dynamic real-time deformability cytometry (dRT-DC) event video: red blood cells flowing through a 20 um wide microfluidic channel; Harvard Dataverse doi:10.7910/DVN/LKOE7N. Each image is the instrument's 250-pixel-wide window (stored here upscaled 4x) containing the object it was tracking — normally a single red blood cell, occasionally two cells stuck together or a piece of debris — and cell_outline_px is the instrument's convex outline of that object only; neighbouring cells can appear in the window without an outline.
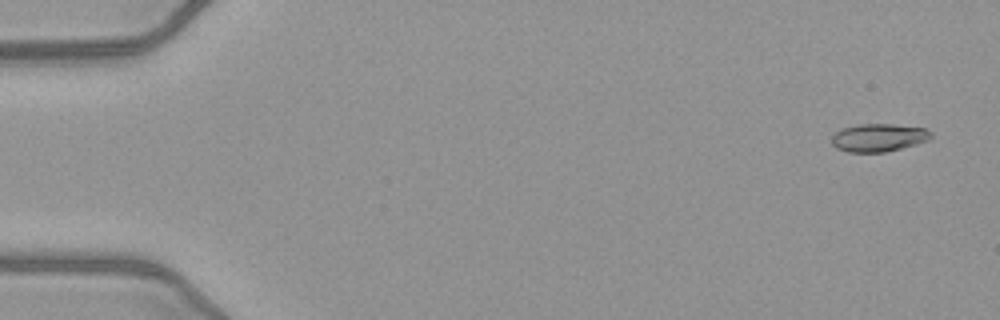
{"species": "common noctule bat (a hibernating species)", "species_latin": "Nyctalus noctula", "temperature_condition": "warm", "stored_images_in_passage": 52, "camera_frame_rate_fps": 3000, "um_per_image_px": 0.085, "animal": {"sex": "female", "body_mass_g": 21.9}, "frame": {"image": 1, "passage_image": 3, "time_ms": 0.667, "image_size_px": [1000, 320], "cell_outline_px": [[932, 136], [928, 140], [916, 144], [884, 152], [848, 152], [836, 148], [832, 144], [832, 136], [836, 132], [844, 128], [860, 124], [892, 124], [924, 128], [932, 132]], "centroid_in_image_um": [74.68, 11.7], "position_along_channel_um": 10.3, "area_um2": 16.01}}
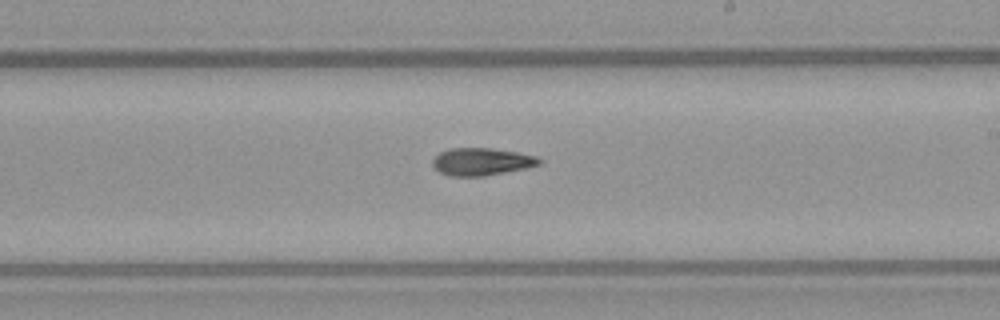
{"frame": {"image": 2, "passage_image": 31, "time_ms": 10.0, "image_size_px": [1000, 320], "cell_outline_px": [[544, 160], [540, 164], [524, 168], [484, 176], [448, 176], [440, 172], [432, 164], [432, 160], [440, 152], [448, 148], [492, 148], [516, 152], [536, 156]], "centroid_in_image_um": [40.92, 13.73], "position_along_channel_um": 248.1, "area_um2": 16.99}}
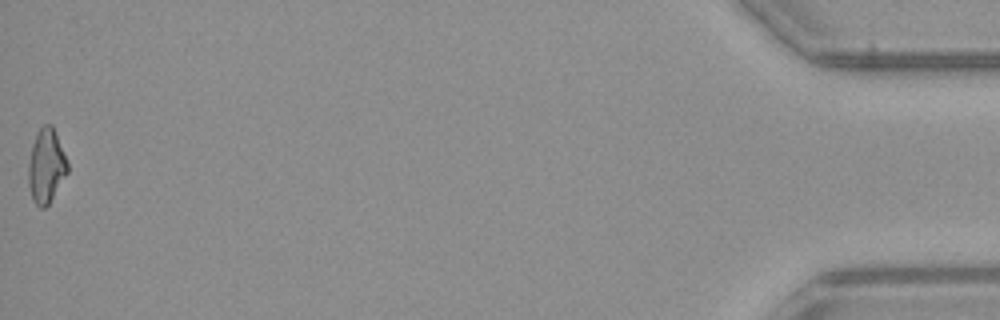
{"frame": {"image": 3, "passage_image": 52, "time_ms": 17.0, "image_size_px": [1000, 320], "cell_outline_px": [[68, 172], [48, 204], [44, 208], [40, 208], [32, 200], [28, 184], [28, 164], [32, 144], [36, 132], [44, 124], [52, 124], [68, 164]], "centroid_in_image_um": [3.9, 14.11], "position_along_channel_um": 431.3, "area_um2": 16.82}, "authors_computed_cell_mechanics": {"area_um2": 16.8487, "velocity_mm_per_s": 4.0631, "shape_relaxation_time_tau1_ms": 10.5781, "shape_relaxation_time_tau2_ms": 9.6896, "deformation_change_tau1": 0.2315, "deformation_change_tau2": 0.2167}}